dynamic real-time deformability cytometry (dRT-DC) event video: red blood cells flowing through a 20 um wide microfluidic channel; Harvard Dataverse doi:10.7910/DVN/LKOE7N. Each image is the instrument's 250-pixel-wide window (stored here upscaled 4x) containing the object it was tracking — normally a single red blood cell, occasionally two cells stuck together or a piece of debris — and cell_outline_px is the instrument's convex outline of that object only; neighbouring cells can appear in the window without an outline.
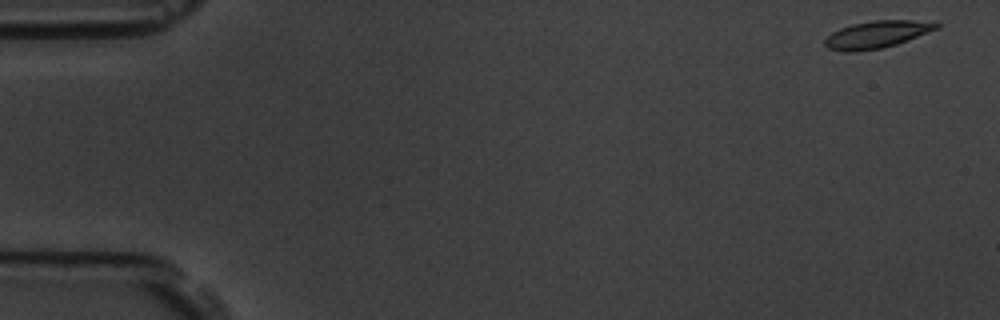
{"species": "common noctule bat (a hibernating species)", "species_latin": "Nyctalus noctula", "temperature_condition": "room temperature", "stored_images_in_passage": 12, "camera_frame_rate_fps": 3000, "um_per_image_px": 0.085, "animal": {"sex": "male", "body_mass_g": 19.5, "forearm_length_mm": 54.6}, "frame": {"image": 1, "passage_image": 1, "time_ms": 0.0, "image_size_px": [1000, 320], "cell_outline_px": [[940, 28], [908, 40], [896, 44], [880, 48], [848, 52], [844, 52], [828, 48], [824, 44], [824, 40], [832, 32], [840, 28], [852, 24], [872, 20], [912, 20], [940, 24]], "centroid_in_image_um": [74.51, 2.92], "position_along_channel_um": 10.5, "area_um2": 17.51}}